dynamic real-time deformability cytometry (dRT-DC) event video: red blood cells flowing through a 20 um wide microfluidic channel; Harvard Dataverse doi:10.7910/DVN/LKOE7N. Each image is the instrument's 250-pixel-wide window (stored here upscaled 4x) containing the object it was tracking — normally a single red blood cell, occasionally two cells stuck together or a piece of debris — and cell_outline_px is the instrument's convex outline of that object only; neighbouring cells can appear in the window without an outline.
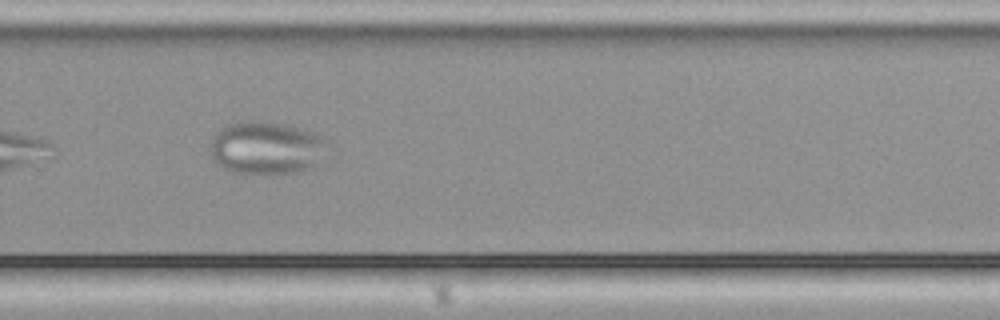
{"species": "common noctule bat (a hibernating species)", "species_latin": "Nyctalus noctula", "temperature_condition": "cold", "stored_images_in_passage": 35, "camera_frame_rate_fps": 3000, "um_per_image_px": 0.085, "animal": {"sex": "male", "body_mass_g": 21.5, "forearm_length_mm": 52.0}, "frame": {"image": 1, "passage_image": 20, "time_ms": 6.333, "image_size_px": [1000, 320], "cell_outline_px": [[336, 152], [332, 160], [312, 168], [300, 172], [232, 172], [224, 168], [212, 160], [208, 148], [216, 132], [220, 128], [228, 124], [280, 124], [300, 128], [312, 132], [328, 140]], "centroid_in_image_um": [22.85, 12.63], "position_along_channel_um": 307.0, "area_um2": 36.59}}